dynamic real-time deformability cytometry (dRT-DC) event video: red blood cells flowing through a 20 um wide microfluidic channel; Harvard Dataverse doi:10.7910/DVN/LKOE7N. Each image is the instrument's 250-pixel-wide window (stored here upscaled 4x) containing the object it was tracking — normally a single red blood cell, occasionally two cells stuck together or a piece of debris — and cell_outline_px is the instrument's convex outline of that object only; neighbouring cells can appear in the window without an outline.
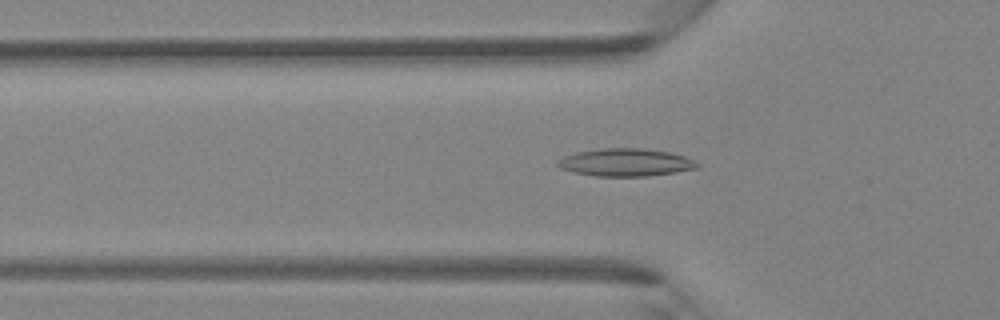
{"species": "Egyptian fruit bat (a non-hibernating species)", "species_latin": "Rousettus aegyptiacus", "temperature_condition": "room temperature", "stored_images_in_passage": 45, "camera_frame_rate_fps": 3000, "um_per_image_px": 0.085, "animal": {"sex": "female"}, "frame": {"image": 1, "passage_image": 15, "time_ms": 4.667, "image_size_px": [1000, 320], "cell_outline_px": [[700, 168], [676, 172], [648, 176], [596, 176], [572, 172], [560, 168], [556, 164], [556, 160], [564, 156], [576, 152], [600, 148], [640, 148], [672, 152], [684, 156], [700, 164]], "centroid_in_image_um": [53.17, 13.8], "position_along_channel_um": 72.6, "area_um2": 22.72}}
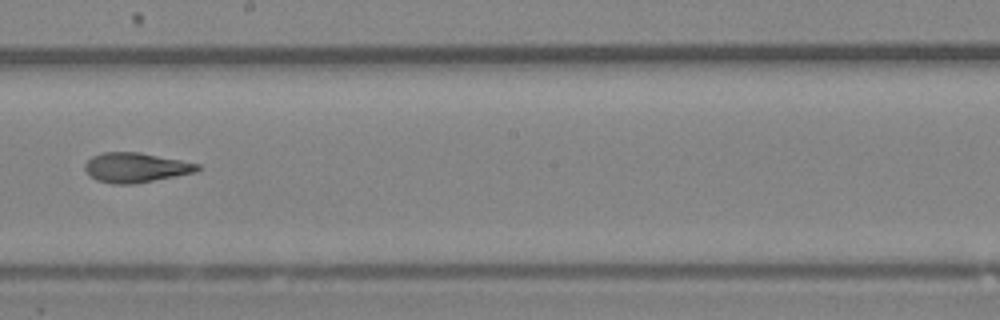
{"frame": {"image": 2, "passage_image": 26, "time_ms": 8.333, "image_size_px": [1000, 320], "cell_outline_px": [[200, 168], [196, 172], [136, 184], [112, 184], [96, 180], [84, 168], [84, 164], [92, 156], [104, 152], [140, 152], [200, 164]], "centroid_in_image_um": [11.54, 14.24], "position_along_channel_um": 236.7, "area_um2": 19.48}}
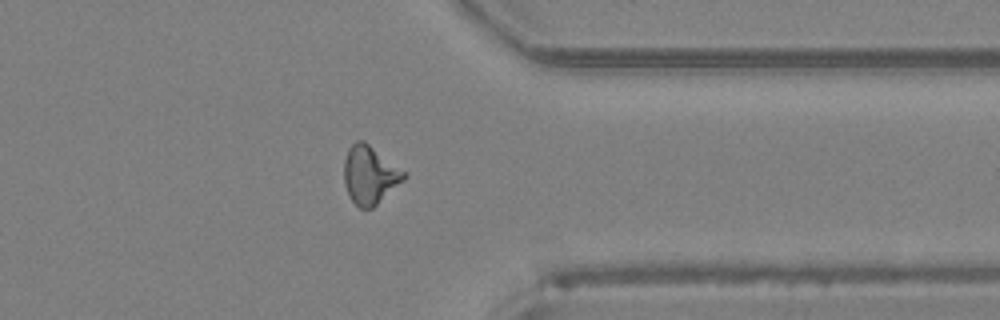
{"frame": {"image": 3, "passage_image": 36, "time_ms": 11.667, "image_size_px": [1000, 320], "cell_outline_px": [[408, 176], [404, 180], [372, 208], [360, 208], [352, 200], [344, 184], [344, 160], [348, 148], [356, 140], [364, 140], [408, 172]], "centroid_in_image_um": [31.46, 14.83], "position_along_channel_um": 379.9, "area_um2": 20.46}}